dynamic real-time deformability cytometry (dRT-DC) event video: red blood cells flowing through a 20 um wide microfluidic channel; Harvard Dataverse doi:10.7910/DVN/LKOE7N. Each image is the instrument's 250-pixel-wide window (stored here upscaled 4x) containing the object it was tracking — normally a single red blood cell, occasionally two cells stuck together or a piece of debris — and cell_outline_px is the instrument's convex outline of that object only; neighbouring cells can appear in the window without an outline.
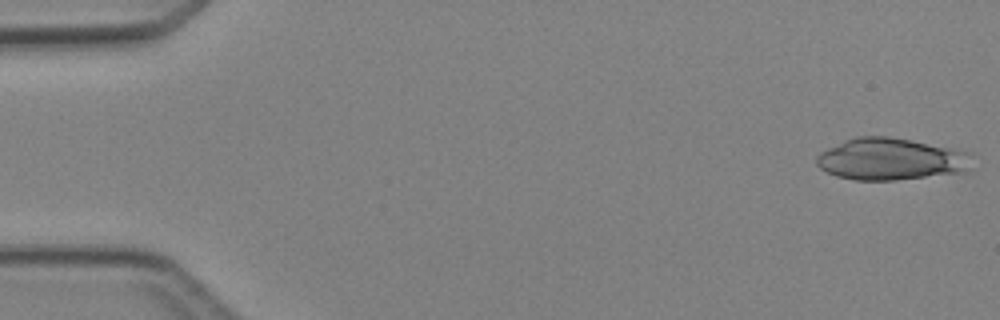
{"species": "Egyptian fruit bat (a non-hibernating species)", "species_latin": "Rousettus aegyptiacus", "temperature_condition": "cold", "stored_images_in_passage": 6, "camera_frame_rate_fps": 3000, "um_per_image_px": 0.085, "animal": {"sex": "female"}, "frame": {"image": 1, "passage_image": 1, "time_ms": 0.0, "image_size_px": [1000, 320], "cell_outline_px": [[972, 168], [968, 172], [896, 180], [856, 180], [836, 176], [820, 168], [816, 164], [816, 156], [820, 152], [844, 140], [856, 136], [888, 136], [912, 140], [972, 152]], "centroid_in_image_um": [75.78, 13.53], "position_along_channel_um": 9.2, "area_um2": 38.49}}